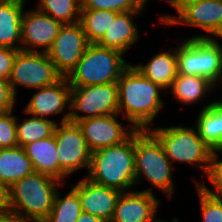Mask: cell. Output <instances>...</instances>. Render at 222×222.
<instances>
[{
    "instance_id": "cell-1",
    "label": "cell",
    "mask_w": 222,
    "mask_h": 222,
    "mask_svg": "<svg viewBox=\"0 0 222 222\" xmlns=\"http://www.w3.org/2000/svg\"><path fill=\"white\" fill-rule=\"evenodd\" d=\"M119 114L136 130H149L165 102L161 100L164 90L146 78L130 64L117 81ZM162 90V91H161Z\"/></svg>"
},
{
    "instance_id": "cell-2",
    "label": "cell",
    "mask_w": 222,
    "mask_h": 222,
    "mask_svg": "<svg viewBox=\"0 0 222 222\" xmlns=\"http://www.w3.org/2000/svg\"><path fill=\"white\" fill-rule=\"evenodd\" d=\"M87 178L121 192L136 186L134 133L123 143L91 152ZM130 189V190H129Z\"/></svg>"
},
{
    "instance_id": "cell-3",
    "label": "cell",
    "mask_w": 222,
    "mask_h": 222,
    "mask_svg": "<svg viewBox=\"0 0 222 222\" xmlns=\"http://www.w3.org/2000/svg\"><path fill=\"white\" fill-rule=\"evenodd\" d=\"M55 178L33 172L8 188L10 213L26 219L43 222L49 215L59 186Z\"/></svg>"
},
{
    "instance_id": "cell-4",
    "label": "cell",
    "mask_w": 222,
    "mask_h": 222,
    "mask_svg": "<svg viewBox=\"0 0 222 222\" xmlns=\"http://www.w3.org/2000/svg\"><path fill=\"white\" fill-rule=\"evenodd\" d=\"M134 157L136 186L145 178L151 184V188L141 191L154 194L152 188L155 187L171 199L175 192L171 173L176 167L172 165L161 143L149 130L134 132Z\"/></svg>"
},
{
    "instance_id": "cell-5",
    "label": "cell",
    "mask_w": 222,
    "mask_h": 222,
    "mask_svg": "<svg viewBox=\"0 0 222 222\" xmlns=\"http://www.w3.org/2000/svg\"><path fill=\"white\" fill-rule=\"evenodd\" d=\"M121 52L89 43L76 67L67 79L71 87L103 85L117 82L121 73L131 64Z\"/></svg>"
},
{
    "instance_id": "cell-6",
    "label": "cell",
    "mask_w": 222,
    "mask_h": 222,
    "mask_svg": "<svg viewBox=\"0 0 222 222\" xmlns=\"http://www.w3.org/2000/svg\"><path fill=\"white\" fill-rule=\"evenodd\" d=\"M149 131L161 143L172 164L180 162L193 167L195 165L207 176L213 150L199 136L196 127H154Z\"/></svg>"
},
{
    "instance_id": "cell-7",
    "label": "cell",
    "mask_w": 222,
    "mask_h": 222,
    "mask_svg": "<svg viewBox=\"0 0 222 222\" xmlns=\"http://www.w3.org/2000/svg\"><path fill=\"white\" fill-rule=\"evenodd\" d=\"M176 51L179 74L205 77L216 87L222 83V45L219 41L187 38L178 43Z\"/></svg>"
},
{
    "instance_id": "cell-8",
    "label": "cell",
    "mask_w": 222,
    "mask_h": 222,
    "mask_svg": "<svg viewBox=\"0 0 222 222\" xmlns=\"http://www.w3.org/2000/svg\"><path fill=\"white\" fill-rule=\"evenodd\" d=\"M80 112L83 114L81 115ZM119 113L117 82L71 87L69 121Z\"/></svg>"
},
{
    "instance_id": "cell-9",
    "label": "cell",
    "mask_w": 222,
    "mask_h": 222,
    "mask_svg": "<svg viewBox=\"0 0 222 222\" xmlns=\"http://www.w3.org/2000/svg\"><path fill=\"white\" fill-rule=\"evenodd\" d=\"M62 77L47 53L19 50L15 56L8 81L17 98L18 86L35 90L50 86Z\"/></svg>"
},
{
    "instance_id": "cell-10",
    "label": "cell",
    "mask_w": 222,
    "mask_h": 222,
    "mask_svg": "<svg viewBox=\"0 0 222 222\" xmlns=\"http://www.w3.org/2000/svg\"><path fill=\"white\" fill-rule=\"evenodd\" d=\"M158 18L164 25L183 24L207 33L189 38H214L222 27V0H194L181 6L175 16L165 14Z\"/></svg>"
},
{
    "instance_id": "cell-11",
    "label": "cell",
    "mask_w": 222,
    "mask_h": 222,
    "mask_svg": "<svg viewBox=\"0 0 222 222\" xmlns=\"http://www.w3.org/2000/svg\"><path fill=\"white\" fill-rule=\"evenodd\" d=\"M54 135L60 168L67 175H71L81 168L87 169L88 172L91 163V151L80 126L71 121L57 123Z\"/></svg>"
},
{
    "instance_id": "cell-12",
    "label": "cell",
    "mask_w": 222,
    "mask_h": 222,
    "mask_svg": "<svg viewBox=\"0 0 222 222\" xmlns=\"http://www.w3.org/2000/svg\"><path fill=\"white\" fill-rule=\"evenodd\" d=\"M88 44L80 22L64 24L46 53L56 70L67 77L82 58Z\"/></svg>"
},
{
    "instance_id": "cell-13",
    "label": "cell",
    "mask_w": 222,
    "mask_h": 222,
    "mask_svg": "<svg viewBox=\"0 0 222 222\" xmlns=\"http://www.w3.org/2000/svg\"><path fill=\"white\" fill-rule=\"evenodd\" d=\"M117 117H121L119 113L85 118L77 122L91 152L121 144L136 131L132 125L126 129Z\"/></svg>"
},
{
    "instance_id": "cell-14",
    "label": "cell",
    "mask_w": 222,
    "mask_h": 222,
    "mask_svg": "<svg viewBox=\"0 0 222 222\" xmlns=\"http://www.w3.org/2000/svg\"><path fill=\"white\" fill-rule=\"evenodd\" d=\"M61 26L60 22L38 8L24 10L21 18V50L39 52L38 48H41L40 52L46 53Z\"/></svg>"
},
{
    "instance_id": "cell-15",
    "label": "cell",
    "mask_w": 222,
    "mask_h": 222,
    "mask_svg": "<svg viewBox=\"0 0 222 222\" xmlns=\"http://www.w3.org/2000/svg\"><path fill=\"white\" fill-rule=\"evenodd\" d=\"M78 193L82 212L111 220L121 191L81 178L71 185Z\"/></svg>"
},
{
    "instance_id": "cell-16",
    "label": "cell",
    "mask_w": 222,
    "mask_h": 222,
    "mask_svg": "<svg viewBox=\"0 0 222 222\" xmlns=\"http://www.w3.org/2000/svg\"><path fill=\"white\" fill-rule=\"evenodd\" d=\"M160 200L152 193L131 190L121 192L112 217L113 222H152L157 217Z\"/></svg>"
},
{
    "instance_id": "cell-17",
    "label": "cell",
    "mask_w": 222,
    "mask_h": 222,
    "mask_svg": "<svg viewBox=\"0 0 222 222\" xmlns=\"http://www.w3.org/2000/svg\"><path fill=\"white\" fill-rule=\"evenodd\" d=\"M36 90L38 92L32 95L23 110L28 116L47 119L51 115H59L65 108L70 107L71 86L67 77H62L56 83Z\"/></svg>"
},
{
    "instance_id": "cell-18",
    "label": "cell",
    "mask_w": 222,
    "mask_h": 222,
    "mask_svg": "<svg viewBox=\"0 0 222 222\" xmlns=\"http://www.w3.org/2000/svg\"><path fill=\"white\" fill-rule=\"evenodd\" d=\"M142 11H126L116 15L111 26L97 43L101 47L114 49L125 54L140 39L139 28L134 23Z\"/></svg>"
},
{
    "instance_id": "cell-19",
    "label": "cell",
    "mask_w": 222,
    "mask_h": 222,
    "mask_svg": "<svg viewBox=\"0 0 222 222\" xmlns=\"http://www.w3.org/2000/svg\"><path fill=\"white\" fill-rule=\"evenodd\" d=\"M31 160L34 171L61 181L68 175L60 168L55 135L47 137L23 147Z\"/></svg>"
},
{
    "instance_id": "cell-20",
    "label": "cell",
    "mask_w": 222,
    "mask_h": 222,
    "mask_svg": "<svg viewBox=\"0 0 222 222\" xmlns=\"http://www.w3.org/2000/svg\"><path fill=\"white\" fill-rule=\"evenodd\" d=\"M172 49L155 54L147 64H133L146 78L167 92L178 73L177 51Z\"/></svg>"
},
{
    "instance_id": "cell-21",
    "label": "cell",
    "mask_w": 222,
    "mask_h": 222,
    "mask_svg": "<svg viewBox=\"0 0 222 222\" xmlns=\"http://www.w3.org/2000/svg\"><path fill=\"white\" fill-rule=\"evenodd\" d=\"M24 5L25 2L20 0H0V47L21 50Z\"/></svg>"
},
{
    "instance_id": "cell-22",
    "label": "cell",
    "mask_w": 222,
    "mask_h": 222,
    "mask_svg": "<svg viewBox=\"0 0 222 222\" xmlns=\"http://www.w3.org/2000/svg\"><path fill=\"white\" fill-rule=\"evenodd\" d=\"M33 172L32 162L23 147L0 149V183L7 188Z\"/></svg>"
},
{
    "instance_id": "cell-23",
    "label": "cell",
    "mask_w": 222,
    "mask_h": 222,
    "mask_svg": "<svg viewBox=\"0 0 222 222\" xmlns=\"http://www.w3.org/2000/svg\"><path fill=\"white\" fill-rule=\"evenodd\" d=\"M215 87L216 86L205 77L177 73L169 90L177 102L191 105L204 100L202 98H207Z\"/></svg>"
},
{
    "instance_id": "cell-24",
    "label": "cell",
    "mask_w": 222,
    "mask_h": 222,
    "mask_svg": "<svg viewBox=\"0 0 222 222\" xmlns=\"http://www.w3.org/2000/svg\"><path fill=\"white\" fill-rule=\"evenodd\" d=\"M195 126L199 136L212 150L222 148V107L216 101L201 109Z\"/></svg>"
},
{
    "instance_id": "cell-25",
    "label": "cell",
    "mask_w": 222,
    "mask_h": 222,
    "mask_svg": "<svg viewBox=\"0 0 222 222\" xmlns=\"http://www.w3.org/2000/svg\"><path fill=\"white\" fill-rule=\"evenodd\" d=\"M67 121H69V111L63 115L60 122L36 116L27 117L20 122L16 116L18 146L24 147L27 144L53 136L57 123Z\"/></svg>"
},
{
    "instance_id": "cell-26",
    "label": "cell",
    "mask_w": 222,
    "mask_h": 222,
    "mask_svg": "<svg viewBox=\"0 0 222 222\" xmlns=\"http://www.w3.org/2000/svg\"><path fill=\"white\" fill-rule=\"evenodd\" d=\"M118 13L111 10L81 9L80 23L89 43H98Z\"/></svg>"
},
{
    "instance_id": "cell-27",
    "label": "cell",
    "mask_w": 222,
    "mask_h": 222,
    "mask_svg": "<svg viewBox=\"0 0 222 222\" xmlns=\"http://www.w3.org/2000/svg\"><path fill=\"white\" fill-rule=\"evenodd\" d=\"M59 189L56 193L53 207L43 222H77L82 213L80 199L77 191L70 185V189L61 197Z\"/></svg>"
},
{
    "instance_id": "cell-28",
    "label": "cell",
    "mask_w": 222,
    "mask_h": 222,
    "mask_svg": "<svg viewBox=\"0 0 222 222\" xmlns=\"http://www.w3.org/2000/svg\"><path fill=\"white\" fill-rule=\"evenodd\" d=\"M37 8L64 24L80 21L81 0H38Z\"/></svg>"
},
{
    "instance_id": "cell-29",
    "label": "cell",
    "mask_w": 222,
    "mask_h": 222,
    "mask_svg": "<svg viewBox=\"0 0 222 222\" xmlns=\"http://www.w3.org/2000/svg\"><path fill=\"white\" fill-rule=\"evenodd\" d=\"M147 0H81V9L111 10L117 13L126 11H142Z\"/></svg>"
},
{
    "instance_id": "cell-30",
    "label": "cell",
    "mask_w": 222,
    "mask_h": 222,
    "mask_svg": "<svg viewBox=\"0 0 222 222\" xmlns=\"http://www.w3.org/2000/svg\"><path fill=\"white\" fill-rule=\"evenodd\" d=\"M200 201V212L203 222H222V196L206 192L200 185H196Z\"/></svg>"
},
{
    "instance_id": "cell-31",
    "label": "cell",
    "mask_w": 222,
    "mask_h": 222,
    "mask_svg": "<svg viewBox=\"0 0 222 222\" xmlns=\"http://www.w3.org/2000/svg\"><path fill=\"white\" fill-rule=\"evenodd\" d=\"M220 153H222V148L212 151L209 171L206 176L214 189L211 190L204 183L194 181L195 185H200L206 192L217 196H222V160L219 159Z\"/></svg>"
},
{
    "instance_id": "cell-32",
    "label": "cell",
    "mask_w": 222,
    "mask_h": 222,
    "mask_svg": "<svg viewBox=\"0 0 222 222\" xmlns=\"http://www.w3.org/2000/svg\"><path fill=\"white\" fill-rule=\"evenodd\" d=\"M13 111L0 114V149L18 146L16 115H13Z\"/></svg>"
},
{
    "instance_id": "cell-33",
    "label": "cell",
    "mask_w": 222,
    "mask_h": 222,
    "mask_svg": "<svg viewBox=\"0 0 222 222\" xmlns=\"http://www.w3.org/2000/svg\"><path fill=\"white\" fill-rule=\"evenodd\" d=\"M18 51L9 47H0V79L8 81Z\"/></svg>"
},
{
    "instance_id": "cell-34",
    "label": "cell",
    "mask_w": 222,
    "mask_h": 222,
    "mask_svg": "<svg viewBox=\"0 0 222 222\" xmlns=\"http://www.w3.org/2000/svg\"><path fill=\"white\" fill-rule=\"evenodd\" d=\"M15 100L9 81L0 79V114L14 110Z\"/></svg>"
},
{
    "instance_id": "cell-35",
    "label": "cell",
    "mask_w": 222,
    "mask_h": 222,
    "mask_svg": "<svg viewBox=\"0 0 222 222\" xmlns=\"http://www.w3.org/2000/svg\"><path fill=\"white\" fill-rule=\"evenodd\" d=\"M8 188L0 183V214L9 213Z\"/></svg>"
},
{
    "instance_id": "cell-36",
    "label": "cell",
    "mask_w": 222,
    "mask_h": 222,
    "mask_svg": "<svg viewBox=\"0 0 222 222\" xmlns=\"http://www.w3.org/2000/svg\"><path fill=\"white\" fill-rule=\"evenodd\" d=\"M0 222H35L13 213L0 214Z\"/></svg>"
},
{
    "instance_id": "cell-37",
    "label": "cell",
    "mask_w": 222,
    "mask_h": 222,
    "mask_svg": "<svg viewBox=\"0 0 222 222\" xmlns=\"http://www.w3.org/2000/svg\"><path fill=\"white\" fill-rule=\"evenodd\" d=\"M104 221L105 220L100 217L93 216L85 212H82L77 219V222H104Z\"/></svg>"
},
{
    "instance_id": "cell-38",
    "label": "cell",
    "mask_w": 222,
    "mask_h": 222,
    "mask_svg": "<svg viewBox=\"0 0 222 222\" xmlns=\"http://www.w3.org/2000/svg\"><path fill=\"white\" fill-rule=\"evenodd\" d=\"M164 1L169 3V5H171V7H173L175 11H177L184 4L194 0H164Z\"/></svg>"
},
{
    "instance_id": "cell-39",
    "label": "cell",
    "mask_w": 222,
    "mask_h": 222,
    "mask_svg": "<svg viewBox=\"0 0 222 222\" xmlns=\"http://www.w3.org/2000/svg\"><path fill=\"white\" fill-rule=\"evenodd\" d=\"M152 222H168L167 220H162V219H159L158 217H156ZM171 222H178V218L177 217H174L173 220Z\"/></svg>"
},
{
    "instance_id": "cell-40",
    "label": "cell",
    "mask_w": 222,
    "mask_h": 222,
    "mask_svg": "<svg viewBox=\"0 0 222 222\" xmlns=\"http://www.w3.org/2000/svg\"><path fill=\"white\" fill-rule=\"evenodd\" d=\"M215 37H217L218 39H216ZM219 38H221L222 39V27H221V29L219 30V32L214 36V40L215 41H217V40H219Z\"/></svg>"
},
{
    "instance_id": "cell-41",
    "label": "cell",
    "mask_w": 222,
    "mask_h": 222,
    "mask_svg": "<svg viewBox=\"0 0 222 222\" xmlns=\"http://www.w3.org/2000/svg\"><path fill=\"white\" fill-rule=\"evenodd\" d=\"M216 102L222 107V100H216Z\"/></svg>"
},
{
    "instance_id": "cell-42",
    "label": "cell",
    "mask_w": 222,
    "mask_h": 222,
    "mask_svg": "<svg viewBox=\"0 0 222 222\" xmlns=\"http://www.w3.org/2000/svg\"><path fill=\"white\" fill-rule=\"evenodd\" d=\"M104 222H113L112 220H105Z\"/></svg>"
}]
</instances>
